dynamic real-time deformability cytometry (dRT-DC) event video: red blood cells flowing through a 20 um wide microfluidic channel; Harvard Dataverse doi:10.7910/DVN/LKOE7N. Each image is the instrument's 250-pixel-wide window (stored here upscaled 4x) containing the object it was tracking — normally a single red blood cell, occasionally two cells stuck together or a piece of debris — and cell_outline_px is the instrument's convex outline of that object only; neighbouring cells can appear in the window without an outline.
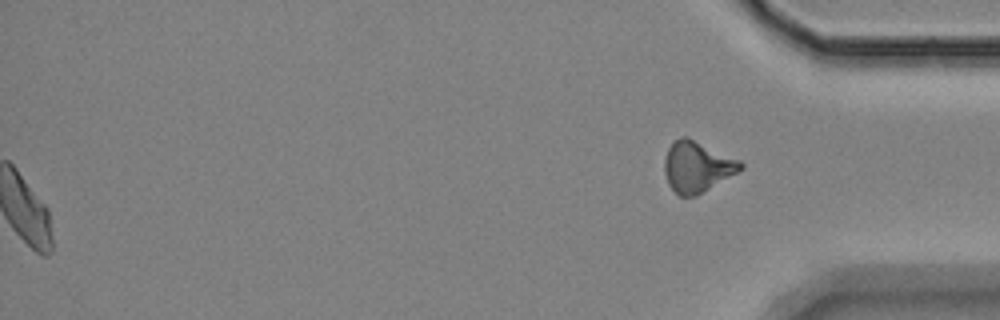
{"species": "Egyptian fruit bat (a non-hibernating species)", "species_latin": "Rousettus aegyptiacus", "temperature_condition": "room temperature", "stored_images_in_passage": 57, "segment_of_instrument_passage": [2, 2], "camera_frame_rate_fps": 3000, "um_per_image_px": 0.085, "animal": {"sex": "female"}, "frame": {"image": 1, "passage_image": 57, "time_ms": 18.667, "image_size_px": [1000, 320], "cell_outline_px": [[744, 168], [696, 196], [680, 196], [668, 184], [664, 172], [664, 160], [668, 148], [680, 136], [688, 136], [740, 160], [744, 164]], "centroid_in_image_um": [59.25, 14.15], "position_along_channel_um": 376.0, "area_um2": 22.48}}